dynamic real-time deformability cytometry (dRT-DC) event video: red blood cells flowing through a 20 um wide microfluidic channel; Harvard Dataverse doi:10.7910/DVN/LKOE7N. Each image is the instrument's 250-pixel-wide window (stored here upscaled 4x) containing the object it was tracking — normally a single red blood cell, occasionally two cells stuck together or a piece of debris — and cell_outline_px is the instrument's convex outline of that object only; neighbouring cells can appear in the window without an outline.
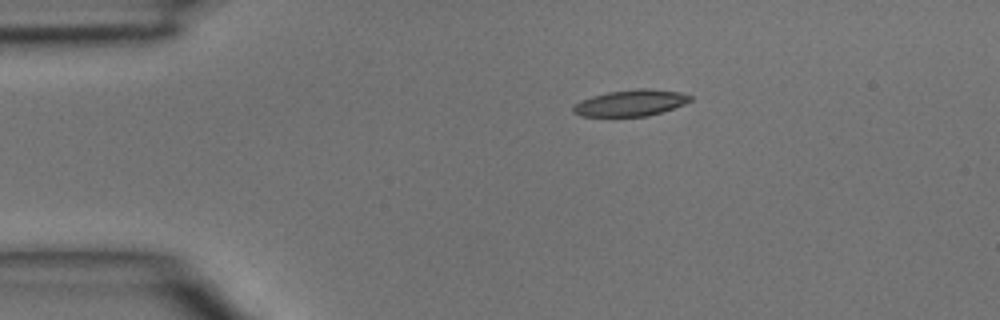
{"species": "common noctule bat (a hibernating species)", "species_latin": "Nyctalus noctula", "temperature_condition": "room temperature", "stored_images_in_passage": 2, "camera_frame_rate_fps": 3000, "um_per_image_px": 0.085, "animal": {"sex": "male", "body_mass_g": 15.6}, "frame": {"image": 1, "passage_image": 1, "time_ms": 0.0, "image_size_px": [1000, 320], "cell_outline_px": [[692, 100], [684, 104], [648, 116], [580, 116], [572, 112], [572, 108], [580, 100], [592, 96], [608, 92], [636, 88], [648, 88], [680, 92], [692, 96]], "centroid_in_image_um": [53.6, 8.74], "position_along_channel_um": 31.4, "area_um2": 17.92}}